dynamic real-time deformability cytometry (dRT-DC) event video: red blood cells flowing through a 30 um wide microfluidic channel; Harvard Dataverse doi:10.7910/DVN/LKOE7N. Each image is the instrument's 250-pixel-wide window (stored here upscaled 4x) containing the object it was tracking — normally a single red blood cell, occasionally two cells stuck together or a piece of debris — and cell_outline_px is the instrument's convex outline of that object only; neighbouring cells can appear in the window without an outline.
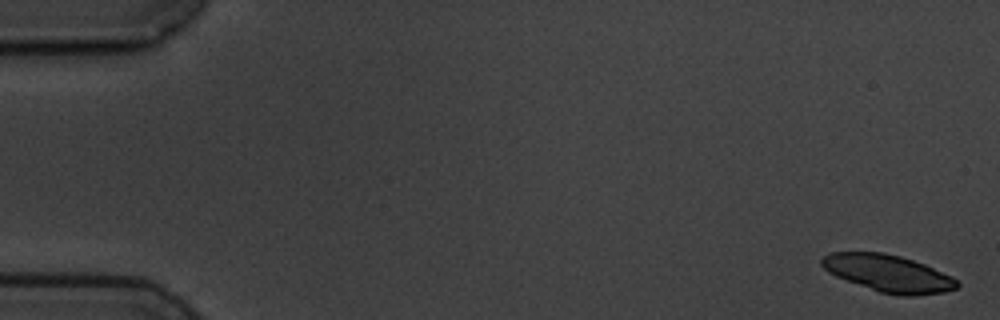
{"species": "common noctule bat (a hibernating species)", "species_latin": "Nyctalus noctula", "temperature_condition": "cold", "stored_images_in_passage": 11, "camera_frame_rate_fps": 3000, "um_per_image_px": 0.085, "animal": {"sex": "male", "body_mass_g": 19.5, "forearm_length_mm": 54.6}, "frame": {"image": 1, "passage_image": 1, "time_ms": 0.0, "image_size_px": [1000, 320], "cell_outline_px": [[960, 284], [956, 288], [944, 292], [916, 296], [904, 296], [880, 292], [836, 276], [828, 272], [820, 264], [820, 260], [828, 252], [884, 252], [900, 256], [924, 264], [952, 276]], "centroid_in_image_um": [75.49, 23.23], "position_along_channel_um": 9.5, "area_um2": 29.13}}
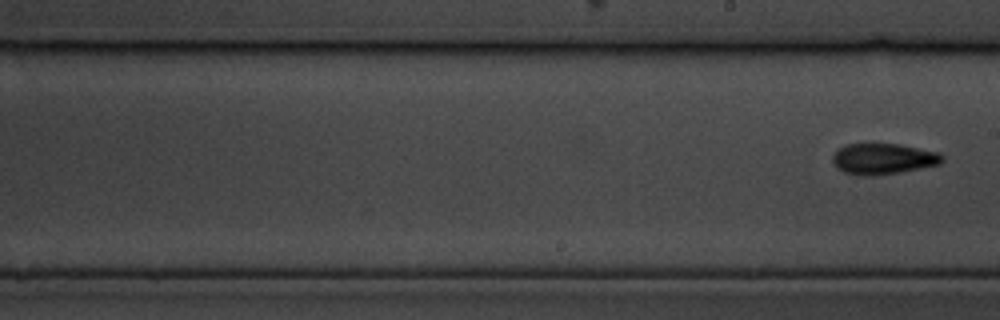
{"frame": {"image": 2, "passage_image": 11, "time_ms": 12.667, "image_size_px": [1000, 320], "cell_outline_px": [[944, 160], [940, 164], [900, 172], [872, 176], [860, 176], [844, 172], [836, 168], [832, 164], [832, 156], [840, 148], [848, 144], [900, 144], [936, 152], [944, 156]], "centroid_in_image_um": [75.04, 13.51], "position_along_channel_um": 214.0, "area_um2": 19.71}}